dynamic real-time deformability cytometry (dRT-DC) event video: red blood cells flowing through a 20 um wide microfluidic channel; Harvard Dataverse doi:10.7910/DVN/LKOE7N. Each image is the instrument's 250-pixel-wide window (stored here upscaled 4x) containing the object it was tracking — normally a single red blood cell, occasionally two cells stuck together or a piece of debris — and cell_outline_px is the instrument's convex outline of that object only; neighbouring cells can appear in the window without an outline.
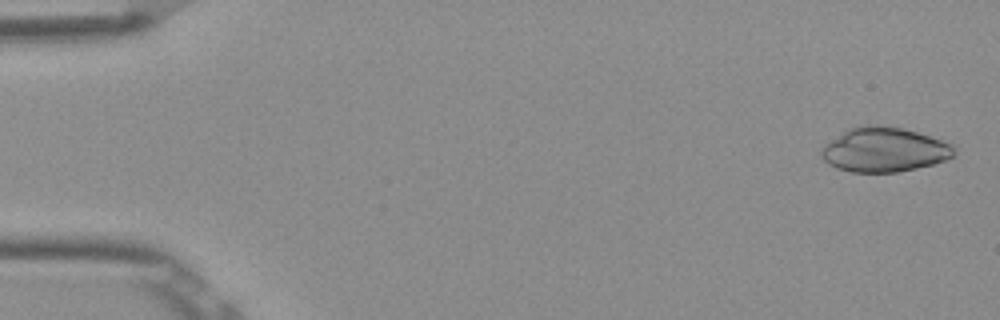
{"species": "Egyptian fruit bat (a non-hibernating species)", "species_latin": "Rousettus aegyptiacus", "temperature_condition": "room temperature", "stored_images_in_passage": 52, "camera_frame_rate_fps": 3000, "um_per_image_px": 0.085, "frame": {"image": 1, "passage_image": 2, "time_ms": 0.333, "image_size_px": [1000, 320], "cell_outline_px": [[956, 156], [932, 164], [916, 168], [896, 172], [852, 172], [836, 168], [828, 164], [820, 156], [820, 148], [824, 144], [848, 128], [864, 124], [876, 124], [900, 128], [916, 132], [952, 144], [956, 148]], "centroid_in_image_um": [75.12, 12.72], "position_along_channel_um": 9.9, "area_um2": 34.56}}
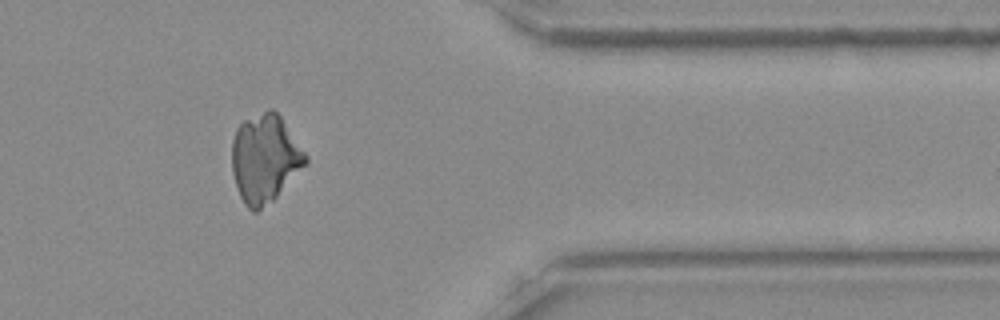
{"frame": {"image": 2, "passage_image": 43, "time_ms": 14.0, "image_size_px": [1000, 320], "cell_outline_px": [[308, 164], [272, 200], [256, 212], [252, 212], [244, 204], [236, 188], [232, 172], [232, 140], [236, 128], [244, 120], [268, 108], [272, 108], [280, 116], [308, 156]], "centroid_in_image_um": [22.51, 13.47], "position_along_channel_um": 388.9, "area_um2": 37.92}}
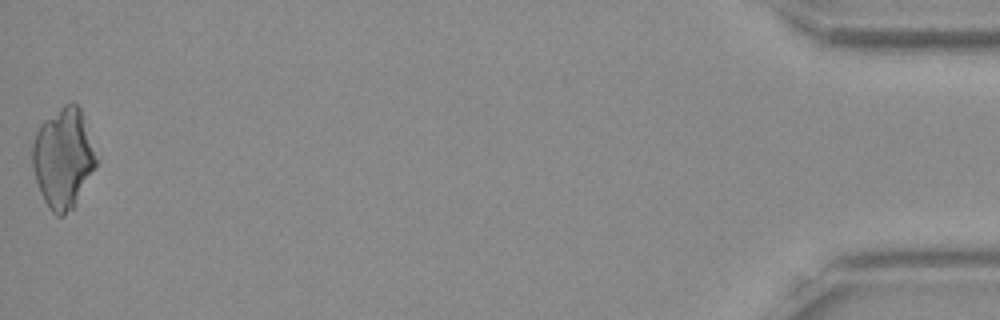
{"frame": {"image": 3, "passage_image": 52, "time_ms": 17.0, "image_size_px": [1000, 320], "cell_outline_px": [[96, 164], [76, 204], [64, 216], [56, 216], [48, 208], [40, 192], [32, 168], [32, 144], [36, 132], [40, 124], [44, 120], [64, 104], [72, 100], [80, 108], [84, 116], [96, 160]], "centroid_in_image_um": [5.34, 13.44], "position_along_channel_um": 429.9, "area_um2": 36.99}}